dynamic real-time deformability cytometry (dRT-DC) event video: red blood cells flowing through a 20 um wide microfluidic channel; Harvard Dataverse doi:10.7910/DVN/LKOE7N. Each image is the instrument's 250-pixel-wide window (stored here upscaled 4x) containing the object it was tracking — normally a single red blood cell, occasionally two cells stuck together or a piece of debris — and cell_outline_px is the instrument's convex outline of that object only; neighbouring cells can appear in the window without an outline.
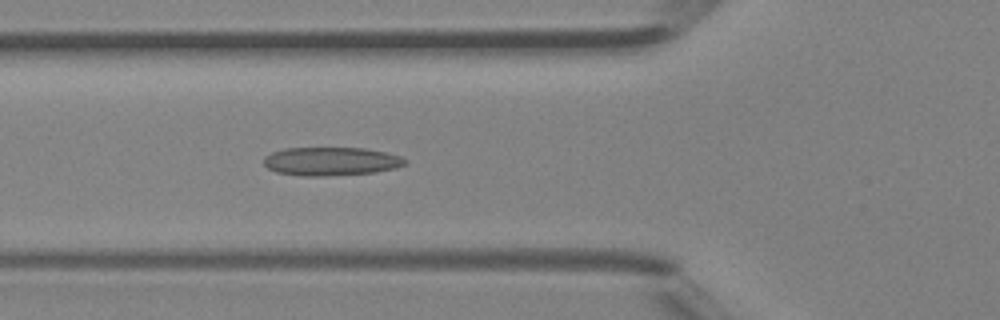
{"species": "Egyptian fruit bat (a non-hibernating species)", "species_latin": "Rousettus aegyptiacus", "temperature_condition": "room temperature", "stored_images_in_passage": 38, "camera_frame_rate_fps": 3000, "um_per_image_px": 0.085, "animal": {"sex": "female"}, "frame": {"image": 1, "passage_image": 9, "time_ms": 2.667, "image_size_px": [1000, 320], "cell_outline_px": [[408, 164], [396, 168], [376, 172], [324, 176], [304, 176], [276, 172], [268, 168], [264, 164], [264, 156], [272, 152], [284, 148], [364, 148], [388, 152], [400, 156], [408, 160]], "centroid_in_image_um": [28.18, 13.71], "position_along_channel_um": 97.6, "area_um2": 23.64}}
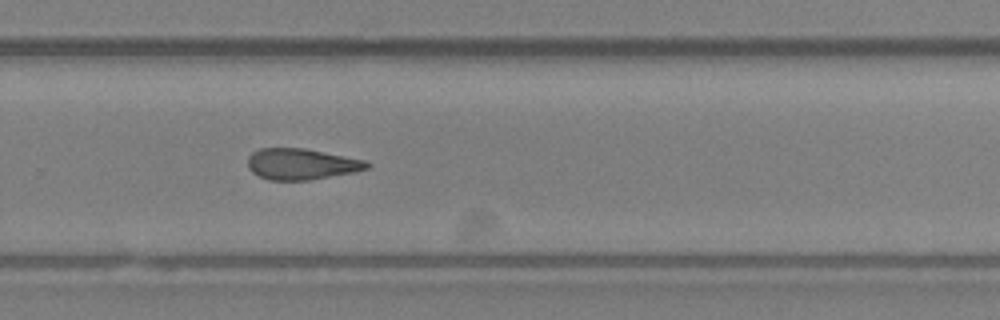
{"frame": {"image": 2, "passage_image": 23, "time_ms": 7.333, "image_size_px": [1000, 320], "cell_outline_px": [[372, 164], [368, 168], [352, 172], [308, 180], [268, 180], [252, 172], [248, 168], [248, 156], [252, 152], [260, 148], [304, 148], [368, 160]], "centroid_in_image_um": [25.62, 13.93], "position_along_channel_um": 304.2, "area_um2": 21.62}}
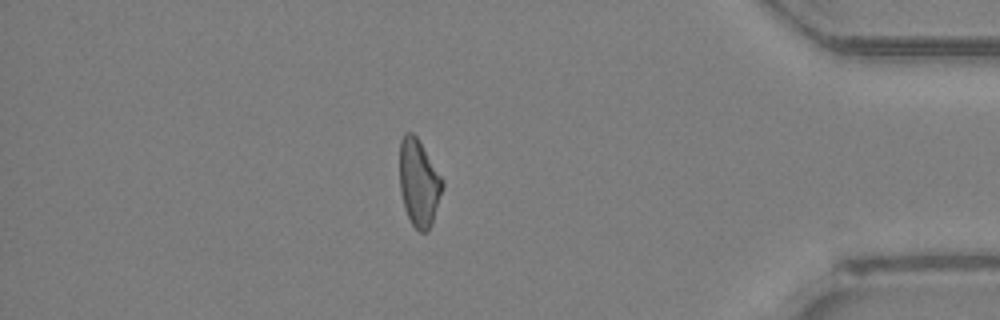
{"frame": {"image": 3, "passage_image": 32, "time_ms": 10.333, "image_size_px": [1000, 320], "cell_outline_px": [[444, 188], [432, 224], [428, 232], [420, 232], [412, 224], [404, 208], [400, 192], [400, 140], [404, 132], [412, 132], [416, 136], [444, 180]], "centroid_in_image_um": [35.61, 15.56], "position_along_channel_um": 399.6, "area_um2": 21.91}, "authors_computed_cell_mechanics": {"area_um2": 21.9929, "velocity_mm_per_s": 4.4274, "shape_relaxation_time_tau1_ms": null, "shape_relaxation_time_tau2_ms": 4.9449, "deformation_change_tau1": null, "deformation_change_tau2": 0.1547}}